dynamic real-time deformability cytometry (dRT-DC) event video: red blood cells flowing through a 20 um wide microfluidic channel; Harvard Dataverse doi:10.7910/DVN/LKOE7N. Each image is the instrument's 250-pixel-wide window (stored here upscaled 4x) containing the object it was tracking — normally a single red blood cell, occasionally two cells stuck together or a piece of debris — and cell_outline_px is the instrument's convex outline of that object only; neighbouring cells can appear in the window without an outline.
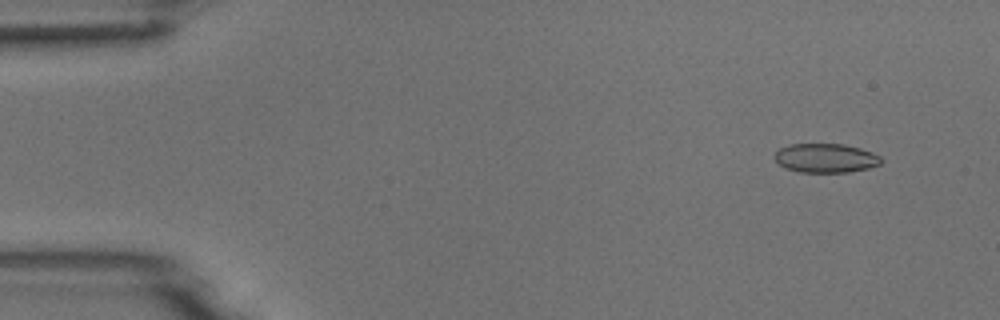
{"species": "common noctule bat (a hibernating species)", "species_latin": "Nyctalus noctula", "temperature_condition": "room temperature", "stored_images_in_passage": 53, "camera_frame_rate_fps": 3000, "um_per_image_px": 0.085, "animal": {"sex": "male", "body_mass_g": 18.8}, "frame": {"image": 1, "passage_image": 5, "time_ms": 1.333, "image_size_px": [1000, 320], "cell_outline_px": [[880, 164], [868, 168], [848, 172], [800, 172], [784, 168], [772, 156], [780, 148], [788, 144], [844, 144], [860, 148], [872, 152], [880, 156]], "centroid_in_image_um": [70.15, 13.43], "position_along_channel_um": 14.9, "area_um2": 18.03}}
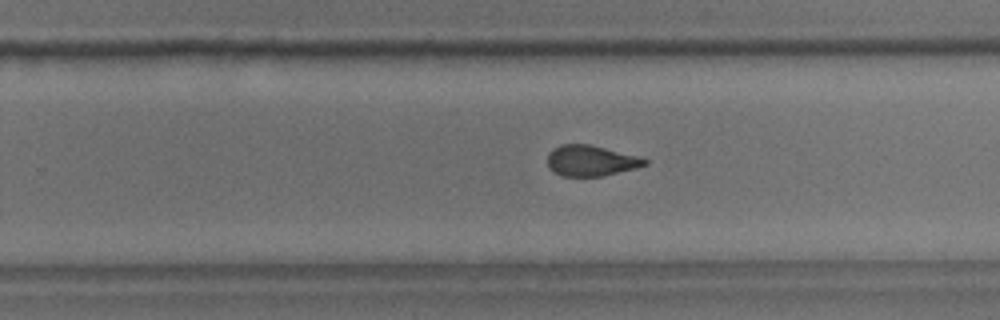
{"frame": {"image": 2, "passage_image": 34, "time_ms": 11.0, "image_size_px": [1000, 320], "cell_outline_px": [[648, 164], [636, 168], [600, 176], [560, 176], [552, 172], [548, 168], [548, 152], [552, 148], [560, 144], [588, 144], [640, 156], [648, 160]], "centroid_in_image_um": [50.19, 13.65], "position_along_channel_um": 279.6, "area_um2": 17.57}}
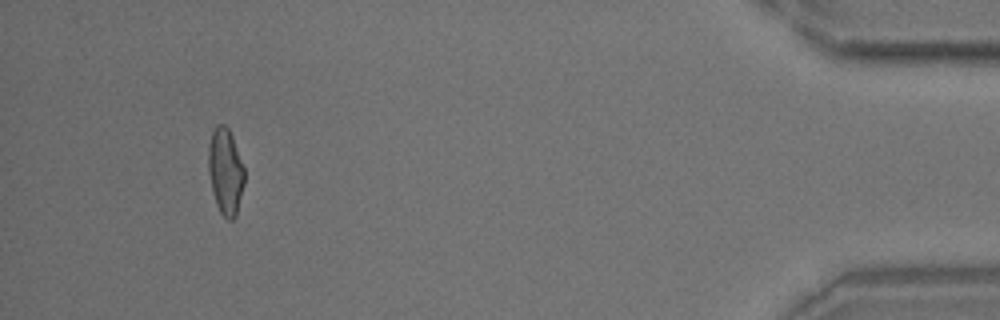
{"frame": {"image": 3, "passage_image": 50, "time_ms": 16.333, "image_size_px": [1000, 320], "cell_outline_px": [[244, 184], [236, 216], [232, 220], [228, 220], [220, 212], [216, 204], [208, 172], [208, 144], [212, 132], [216, 124], [224, 124], [228, 128], [232, 136], [244, 168]], "centroid_in_image_um": [19.15, 14.56], "position_along_channel_um": 416.0, "area_um2": 18.09}}